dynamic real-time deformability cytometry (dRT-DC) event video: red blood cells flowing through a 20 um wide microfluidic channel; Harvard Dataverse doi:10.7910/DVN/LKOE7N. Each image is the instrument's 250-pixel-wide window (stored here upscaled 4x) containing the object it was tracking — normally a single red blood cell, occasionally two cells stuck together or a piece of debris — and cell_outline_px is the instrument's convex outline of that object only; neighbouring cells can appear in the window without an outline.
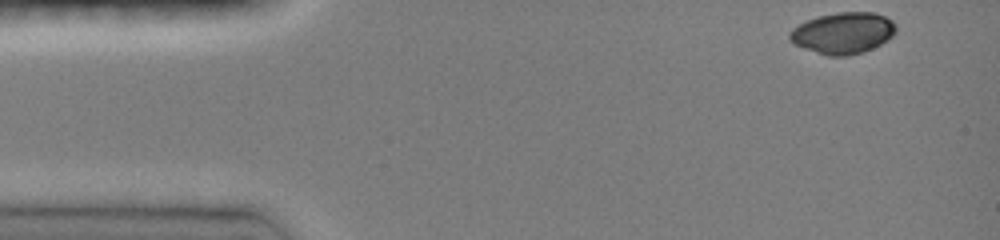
{"species": "common noctule bat (a hibernating species)", "species_latin": "Nyctalus noctula", "temperature_condition": "room temperature", "stored_images_in_passage": 40, "camera_frame_rate_fps": 3000, "um_per_image_px": 0.085, "animal": {"sex": "female", "body_mass_g": 19.0, "forearm_length_mm": 51.5}, "frame": {"image": 1, "passage_image": 1, "time_ms": 0.0, "image_size_px": [1000, 240], "cell_outline_px": [[896, 32], [888, 40], [864, 52], [848, 56], [828, 56], [804, 48], [788, 40], [788, 32], [792, 28], [816, 16], [836, 12], [872, 12], [884, 16], [892, 20], [896, 24]], "centroid_in_image_um": [71.65, 2.8], "position_along_channel_um": 13.3, "area_um2": 25.78}}
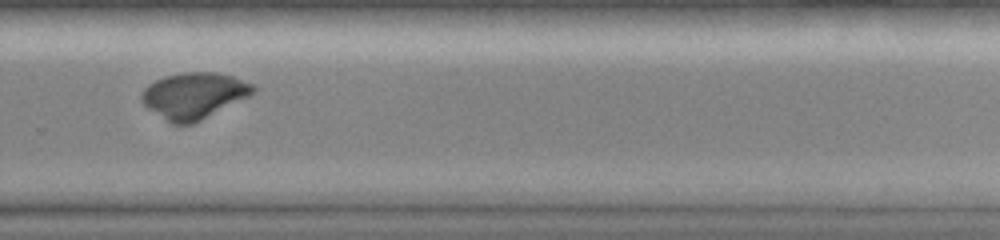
{"frame": {"image": 2, "passage_image": 30, "time_ms": 9.667, "image_size_px": [1000, 240], "cell_outline_px": [[256, 92], [192, 124], [172, 124], [148, 108], [140, 100], [140, 92], [148, 84], [164, 76], [184, 72], [216, 72], [232, 76], [252, 84], [256, 88]], "centroid_in_image_um": [16.45, 8.11], "position_along_channel_um": 313.4, "area_um2": 29.71}}
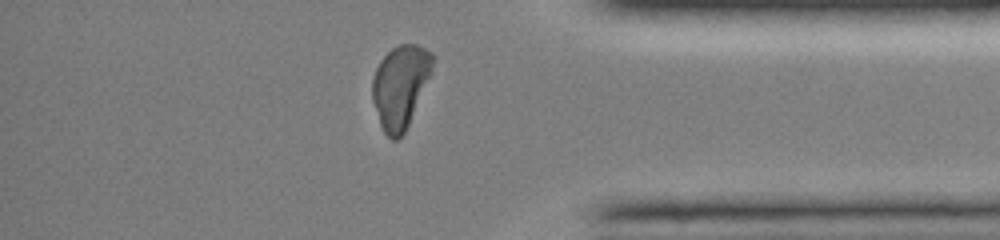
{"frame": {"image": 3, "passage_image": 37, "time_ms": 12.0, "image_size_px": [1000, 240], "cell_outline_px": [[436, 56], [432, 68], [408, 124], [404, 132], [396, 140], [392, 140], [384, 132], [380, 124], [372, 100], [372, 80], [376, 68], [380, 60], [392, 48], [400, 44], [416, 44], [432, 52]], "centroid_in_image_um": [34.01, 7.3], "position_along_channel_um": 401.2, "area_um2": 28.55}, "authors_computed_cell_mechanics": {"area_um2": 29.9693, "velocity_mm_per_s": 4.0911, "shape_relaxation_time_tau1_ms": null, "shape_relaxation_time_tau2_ms": 6.0766, "deformation_change_tau1": null, "deformation_change_tau2": 0.0432}}